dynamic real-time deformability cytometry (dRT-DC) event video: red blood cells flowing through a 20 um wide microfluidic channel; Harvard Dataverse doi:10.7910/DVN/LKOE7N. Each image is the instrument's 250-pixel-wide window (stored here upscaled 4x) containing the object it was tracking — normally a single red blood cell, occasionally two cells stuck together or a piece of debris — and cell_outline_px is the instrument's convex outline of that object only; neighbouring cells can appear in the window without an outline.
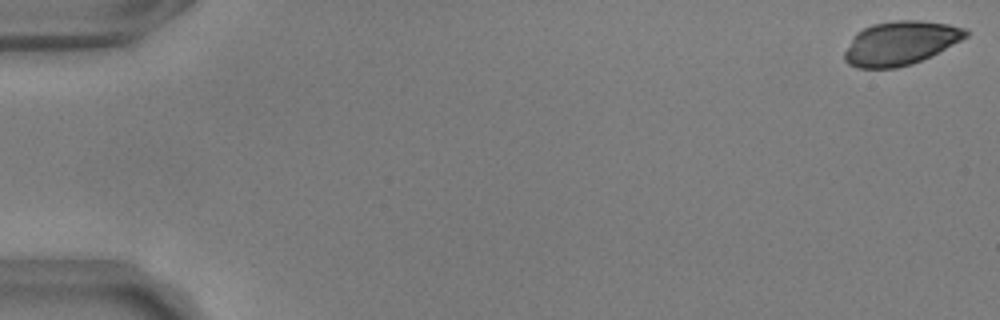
{"species": "common noctule bat (a hibernating species)", "species_latin": "Nyctalus noctula", "temperature_condition": "warm", "stored_images_in_passage": 56, "camera_frame_rate_fps": 3000, "um_per_image_px": 0.085, "animal": {"sex": "male", "body_mass_g": 17.9, "forearm_length_mm": 54.2}, "frame": {"image": 1, "passage_image": 1, "time_ms": 0.0, "image_size_px": [1000, 320], "cell_outline_px": [[968, 36], [912, 64], [896, 68], [856, 68], [848, 64], [844, 60], [844, 52], [852, 36], [856, 32], [872, 24], [892, 20], [920, 20], [948, 24], [964, 28], [968, 32]], "centroid_in_image_um": [76.46, 3.66], "position_along_channel_um": 8.5, "area_um2": 30.81}}
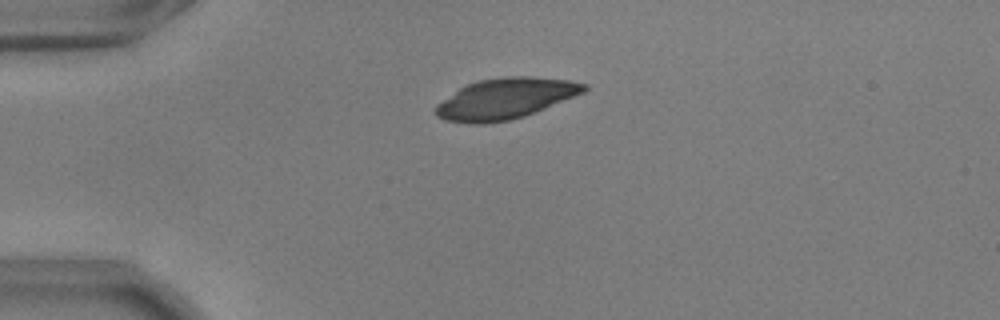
{"frame": {"image": 2, "passage_image": 14, "time_ms": 4.333, "image_size_px": [1000, 320], "cell_outline_px": [[588, 88], [584, 92], [524, 116], [512, 120], [484, 124], [468, 124], [444, 120], [436, 116], [436, 104], [460, 88], [476, 80], [504, 76], [532, 76], [568, 80], [588, 84]], "centroid_in_image_um": [42.93, 8.38], "position_along_channel_um": 42.1, "area_um2": 35.26}}
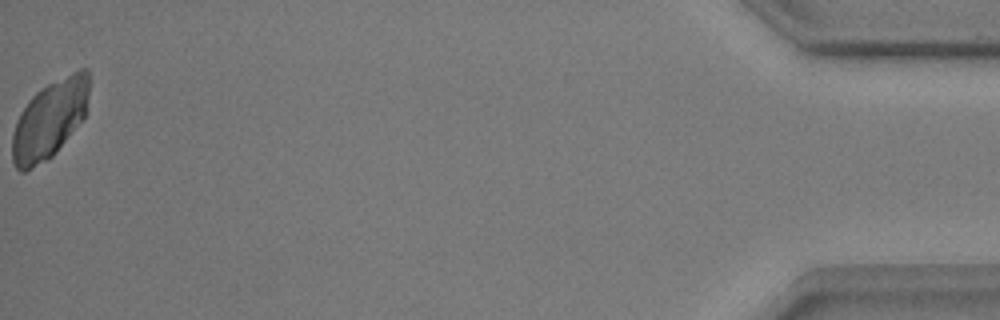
{"frame": {"image": 3, "passage_image": 56, "time_ms": 18.333, "image_size_px": [1000, 320], "cell_outline_px": [[88, 92], [84, 120], [56, 152], [52, 156], [24, 172], [20, 172], [16, 168], [12, 160], [12, 136], [16, 120], [20, 112], [28, 100], [36, 92], [48, 84], [80, 68], [88, 68]], "centroid_in_image_um": [4.21, 10.16], "position_along_channel_um": 431.0, "area_um2": 34.97}}